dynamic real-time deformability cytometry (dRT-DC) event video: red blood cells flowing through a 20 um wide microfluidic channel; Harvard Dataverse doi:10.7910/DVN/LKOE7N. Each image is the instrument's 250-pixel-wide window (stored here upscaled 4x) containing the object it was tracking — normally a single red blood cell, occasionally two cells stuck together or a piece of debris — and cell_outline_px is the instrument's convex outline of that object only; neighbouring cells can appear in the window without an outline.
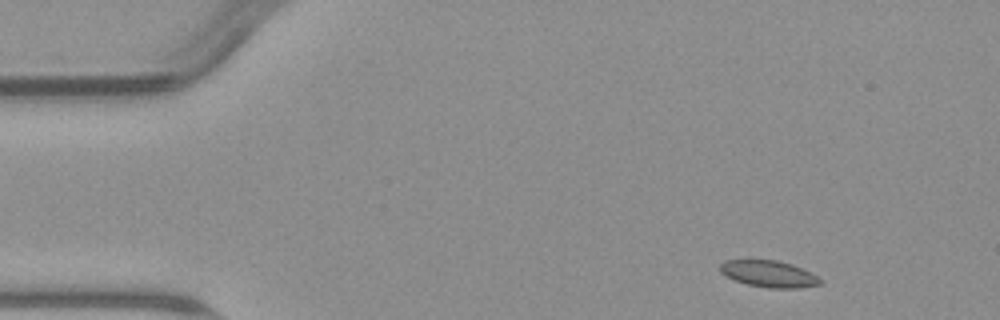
{"species": "common noctule bat (a hibernating species)", "species_latin": "Nyctalus noctula", "temperature_condition": "warm", "stored_images_in_passage": 4, "camera_frame_rate_fps": 3000, "um_per_image_px": 0.085, "animal": {"sex": "male", "body_mass_g": 23.1, "forearm_length_mm": 52.7}, "frame": {"image": 1, "passage_image": 1, "time_ms": 0.0, "image_size_px": [1000, 320], "cell_outline_px": [[820, 284], [796, 288], [768, 288], [748, 284], [736, 280], [720, 272], [720, 264], [724, 260], [776, 260], [792, 264], [816, 276], [820, 280]], "centroid_in_image_um": [65.31, 23.27], "position_along_channel_um": 19.7, "area_um2": 15.14}}
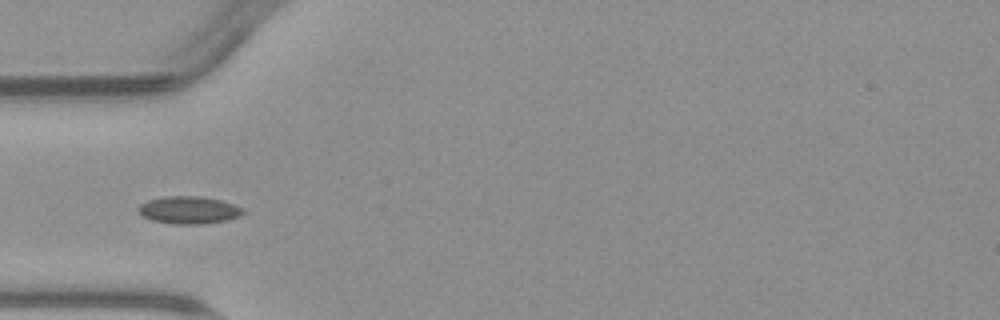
{"frame": {"image": 2, "passage_image": 4, "time_ms": 3.667, "image_size_px": [1000, 320], "cell_outline_px": [[244, 212], [240, 216], [228, 220], [204, 224], [176, 224], [152, 220], [136, 212], [136, 208], [140, 204], [148, 200], [164, 196], [200, 196], [220, 200], [244, 208]], "centroid_in_image_um": [16.04, 17.85], "position_along_channel_um": 69.0, "area_um2": 16.88}}